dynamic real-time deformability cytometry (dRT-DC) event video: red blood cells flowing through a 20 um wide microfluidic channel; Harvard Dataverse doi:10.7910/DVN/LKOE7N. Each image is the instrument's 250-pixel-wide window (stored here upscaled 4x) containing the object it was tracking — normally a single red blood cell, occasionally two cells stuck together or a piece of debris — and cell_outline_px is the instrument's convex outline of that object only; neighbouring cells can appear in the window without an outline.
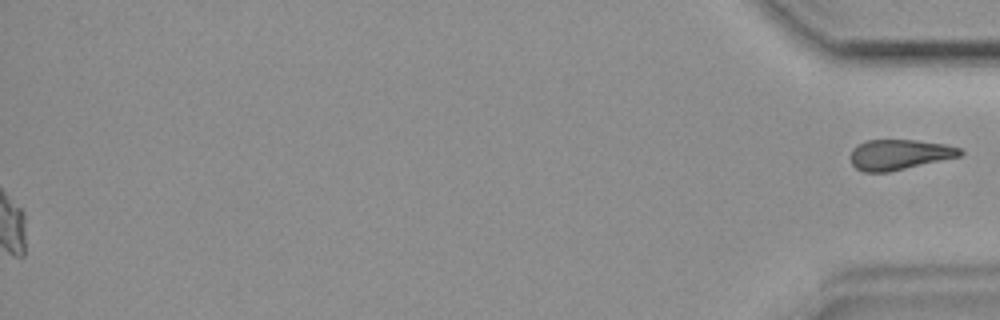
{"species": "common noctule bat (a hibernating species)", "species_latin": "Nyctalus noctula", "temperature_condition": "room temperature", "stored_images_in_passage": 35, "segment_of_instrument_passage": [2, 2], "camera_frame_rate_fps": 3000, "um_per_image_px": 0.085, "animal": {"sex": "female", "body_mass_g": 19.9}, "frame": {"image": 1, "passage_image": 35, "time_ms": 11.333, "image_size_px": [1000, 320], "cell_outline_px": [[964, 152], [960, 156], [888, 172], [864, 172], [856, 168], [852, 164], [848, 156], [852, 148], [868, 140], [916, 140], [944, 144], [960, 148]], "centroid_in_image_um": [76.4, 13.14], "position_along_channel_um": 358.8, "area_um2": 19.31}}